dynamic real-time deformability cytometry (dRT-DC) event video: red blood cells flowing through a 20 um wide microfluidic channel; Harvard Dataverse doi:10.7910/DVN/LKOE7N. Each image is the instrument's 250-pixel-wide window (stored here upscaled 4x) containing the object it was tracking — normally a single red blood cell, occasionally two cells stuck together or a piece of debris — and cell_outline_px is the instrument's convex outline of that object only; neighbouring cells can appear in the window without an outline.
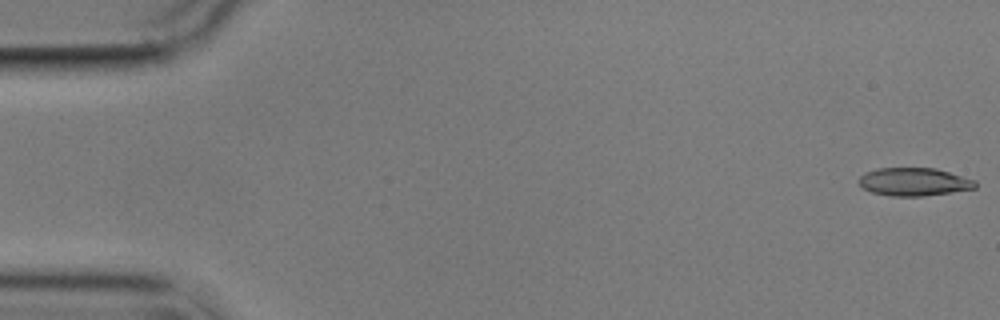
{"species": "common noctule bat (a hibernating species)", "species_latin": "Nyctalus noctula", "temperature_condition": "cold", "stored_images_in_passage": 6, "segment_of_instrument_passage": [1, 2], "camera_frame_rate_fps": 3000, "um_per_image_px": 0.085, "animal": {"sex": "male", "body_mass_g": 17.9}, "frame": {"image": 1, "passage_image": 1, "time_ms": 0.0, "image_size_px": [1000, 320], "cell_outline_px": [[976, 188], [952, 192], [924, 196], [892, 196], [872, 192], [864, 188], [860, 184], [860, 176], [864, 172], [876, 168], [936, 168], [976, 180]], "centroid_in_image_um": [77.7, 15.45], "position_along_channel_um": 7.3, "area_um2": 19.02}}
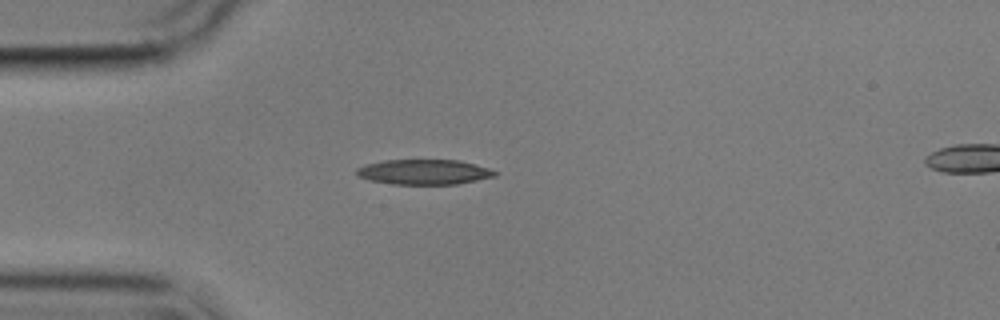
{"frame": {"image": 2, "passage_image": 5, "time_ms": 4.667, "image_size_px": [1000, 320], "cell_outline_px": [[496, 176], [456, 184], [392, 184], [372, 180], [356, 176], [356, 168], [364, 164], [384, 160], [460, 160], [488, 168], [496, 172]], "centroid_in_image_um": [36.0, 14.61], "position_along_channel_um": 49.0, "area_um2": 20.11}}